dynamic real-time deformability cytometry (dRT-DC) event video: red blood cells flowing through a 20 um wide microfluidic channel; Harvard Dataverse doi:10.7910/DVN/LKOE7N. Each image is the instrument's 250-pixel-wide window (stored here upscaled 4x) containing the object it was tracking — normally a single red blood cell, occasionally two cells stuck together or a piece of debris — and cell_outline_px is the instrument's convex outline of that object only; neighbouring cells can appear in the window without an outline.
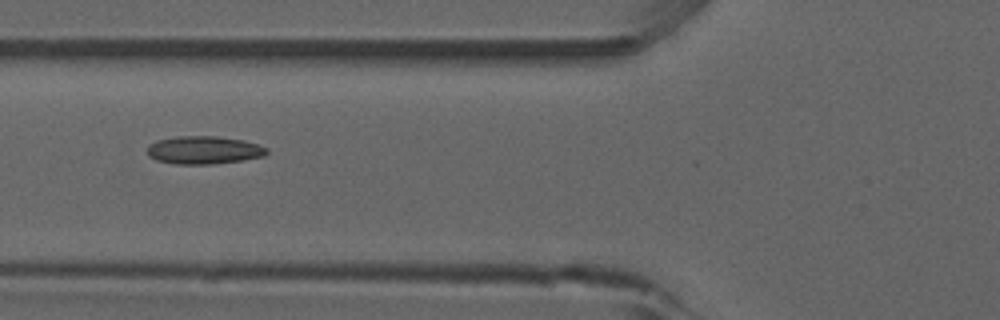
{"species": "common noctule bat (a hibernating species)", "species_latin": "Nyctalus noctula", "temperature_condition": "room temperature", "stored_images_in_passage": 35, "camera_frame_rate_fps": 3000, "um_per_image_px": 0.085, "animal": {"sex": "male", "forearm_length_mm": 52.5}, "frame": {"image": 1, "passage_image": 6, "time_ms": 1.667, "image_size_px": [1000, 320], "cell_outline_px": [[268, 152], [264, 156], [240, 160], [212, 164], [176, 164], [156, 160], [148, 156], [148, 144], [156, 140], [176, 136], [216, 136], [244, 140], [260, 144], [268, 148]], "centroid_in_image_um": [17.32, 12.74], "position_along_channel_um": 108.5, "area_um2": 19.59}, "authors_computed_cell_mechanics": {"area_um2": 18.2648, "velocity_mm_per_s": 3.903, "shape_relaxation_time_tau1_ms": null, "shape_relaxation_time_tau2_ms": 2.4484, "deformation_change_tau1": null, "deformation_change_tau2": 0.0861}}